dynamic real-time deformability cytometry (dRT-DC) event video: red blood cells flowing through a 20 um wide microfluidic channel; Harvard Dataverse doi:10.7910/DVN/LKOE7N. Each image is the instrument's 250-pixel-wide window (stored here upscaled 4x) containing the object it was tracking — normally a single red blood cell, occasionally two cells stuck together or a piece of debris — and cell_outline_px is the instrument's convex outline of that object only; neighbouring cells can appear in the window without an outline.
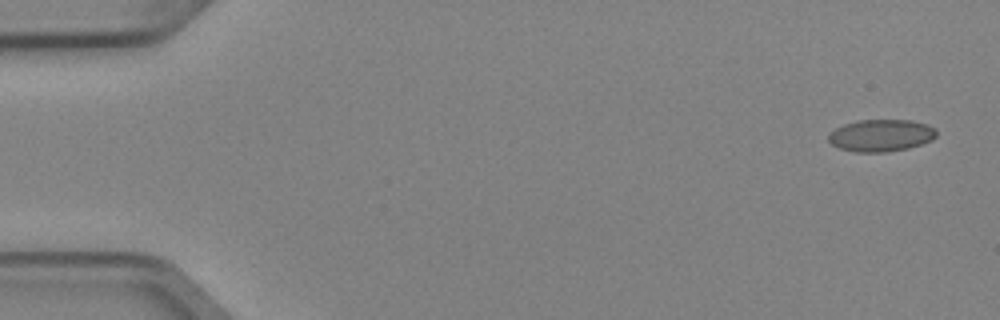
{"species": "Egyptian fruit bat (a non-hibernating species)", "species_latin": "Rousettus aegyptiacus", "temperature_condition": "cold", "stored_images_in_passage": 5, "camera_frame_rate_fps": 3000, "um_per_image_px": 0.085, "animal": {"sex": "female"}, "frame": {"image": 1, "passage_image": 1, "time_ms": 0.0, "image_size_px": [1000, 320], "cell_outline_px": [[936, 136], [932, 140], [908, 148], [888, 152], [856, 152], [840, 148], [832, 144], [828, 140], [828, 132], [844, 124], [860, 120], [912, 120], [928, 124], [936, 128]], "centroid_in_image_um": [74.89, 11.51], "position_along_channel_um": 10.1, "area_um2": 20.29}}